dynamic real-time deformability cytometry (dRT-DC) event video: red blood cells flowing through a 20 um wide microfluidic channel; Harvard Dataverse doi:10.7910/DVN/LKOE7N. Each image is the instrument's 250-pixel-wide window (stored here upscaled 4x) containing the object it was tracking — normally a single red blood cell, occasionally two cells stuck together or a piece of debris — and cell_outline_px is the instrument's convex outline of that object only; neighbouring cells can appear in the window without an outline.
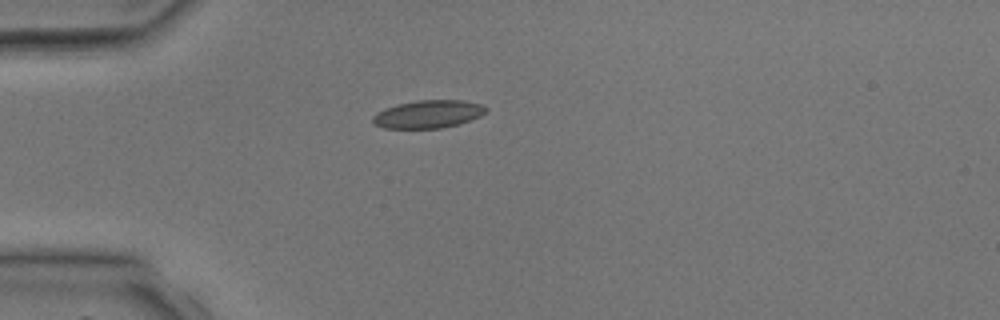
{"species": "common noctule bat (a hibernating species)", "species_latin": "Nyctalus noctula", "temperature_condition": "room temperature", "stored_images_in_passage": 4, "camera_frame_rate_fps": 3000, "um_per_image_px": 0.085, "animal": {"sex": "male", "body_mass_g": 17.9, "forearm_length_mm": 54.2}, "frame": {"image": 1, "passage_image": 4, "time_ms": 5.0, "image_size_px": [1000, 320], "cell_outline_px": [[488, 112], [480, 116], [460, 124], [440, 128], [384, 128], [372, 124], [372, 116], [376, 112], [384, 108], [396, 104], [420, 100], [464, 100], [480, 104], [488, 108]], "centroid_in_image_um": [36.38, 9.7], "position_along_channel_um": 48.6, "area_um2": 18.61}}